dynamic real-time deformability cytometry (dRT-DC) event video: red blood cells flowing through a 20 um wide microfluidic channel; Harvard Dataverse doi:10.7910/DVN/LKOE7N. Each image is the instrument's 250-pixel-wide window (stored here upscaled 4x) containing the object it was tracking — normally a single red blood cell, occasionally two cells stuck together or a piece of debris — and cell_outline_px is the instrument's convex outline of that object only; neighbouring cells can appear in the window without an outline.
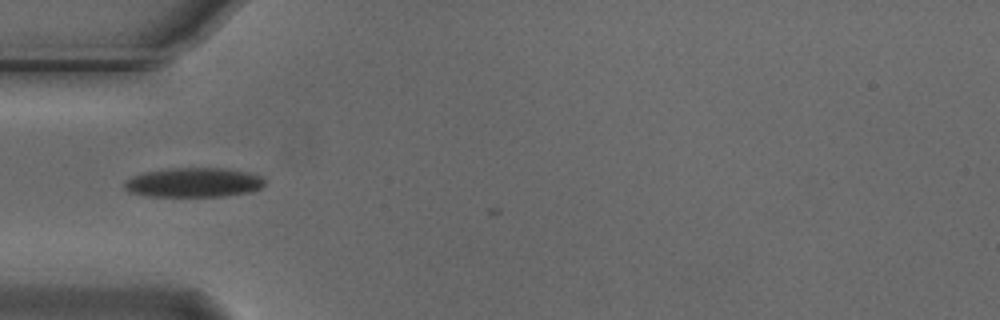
{"species": "Egyptian fruit bat (a non-hibernating species)", "species_latin": "Rousettus aegyptiacus", "temperature_condition": "cold", "stored_images_in_passage": 2, "camera_frame_rate_fps": 3000, "um_per_image_px": 0.085, "animal": {"sex": "male"}, "frame": {"image": 1, "passage_image": 1, "time_ms": 0.0, "image_size_px": [1000, 320], "cell_outline_px": [[264, 184], [260, 188], [252, 192], [224, 196], [148, 196], [128, 192], [124, 188], [124, 180], [132, 176], [144, 172], [168, 168], [224, 168], [248, 172], [264, 176]], "centroid_in_image_um": [16.46, 15.51], "position_along_channel_um": 68.5, "area_um2": 24.33}}